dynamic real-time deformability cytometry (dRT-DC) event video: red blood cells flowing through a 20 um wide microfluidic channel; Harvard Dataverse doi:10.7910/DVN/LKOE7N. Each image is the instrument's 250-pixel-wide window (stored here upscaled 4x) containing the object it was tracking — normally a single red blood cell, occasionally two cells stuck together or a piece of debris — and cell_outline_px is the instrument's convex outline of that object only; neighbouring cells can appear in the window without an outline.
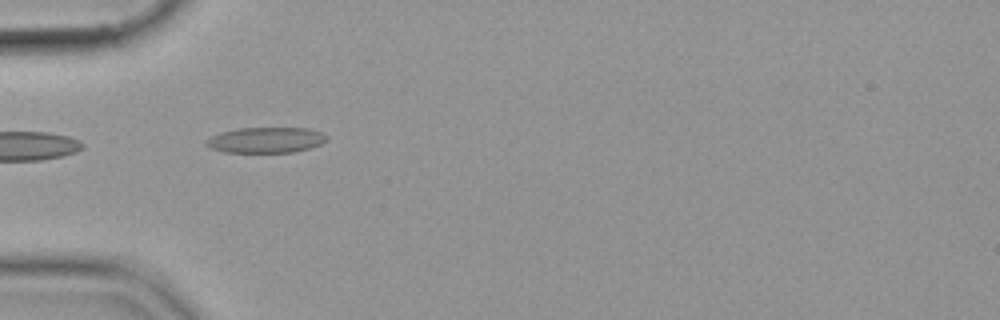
{"species": "common noctule bat (a hibernating species)", "species_latin": "Nyctalus noctula", "temperature_condition": "cold", "stored_images_in_passage": 38, "camera_frame_rate_fps": 3000, "um_per_image_px": 0.085, "animal": {"sex": "female", "body_mass_g": 19.9}, "frame": {"image": 1, "passage_image": 1, "time_ms": 0.0, "image_size_px": [1000, 320], "cell_outline_px": [[328, 140], [320, 144], [308, 148], [292, 152], [224, 152], [212, 148], [204, 144], [204, 140], [220, 132], [240, 128], [308, 128], [320, 132], [328, 136]], "centroid_in_image_um": [22.59, 11.9], "position_along_channel_um": 62.4, "area_um2": 17.92}}
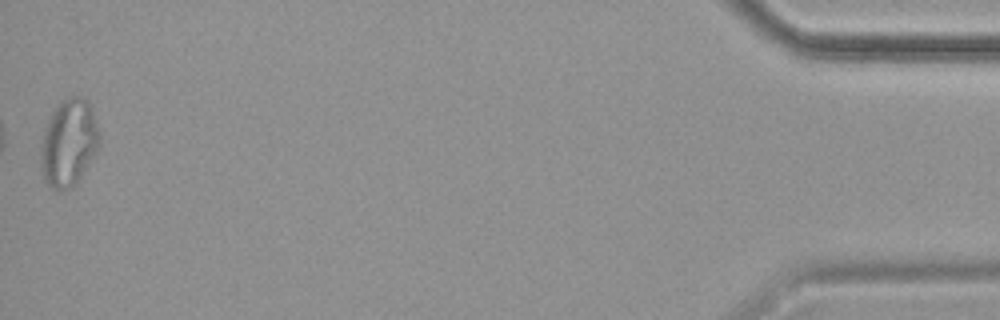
{"frame": {"image": 2, "passage_image": 38, "time_ms": 12.333, "image_size_px": [1000, 320], "cell_outline_px": [[100, 148], [80, 176], [68, 188], [52, 188], [44, 180], [40, 168], [40, 144], [48, 120], [52, 112], [60, 100], [72, 96], [80, 96], [88, 100], [92, 108], [100, 132]], "centroid_in_image_um": [5.85, 12.08], "position_along_channel_um": 429.4, "area_um2": 29.82}}